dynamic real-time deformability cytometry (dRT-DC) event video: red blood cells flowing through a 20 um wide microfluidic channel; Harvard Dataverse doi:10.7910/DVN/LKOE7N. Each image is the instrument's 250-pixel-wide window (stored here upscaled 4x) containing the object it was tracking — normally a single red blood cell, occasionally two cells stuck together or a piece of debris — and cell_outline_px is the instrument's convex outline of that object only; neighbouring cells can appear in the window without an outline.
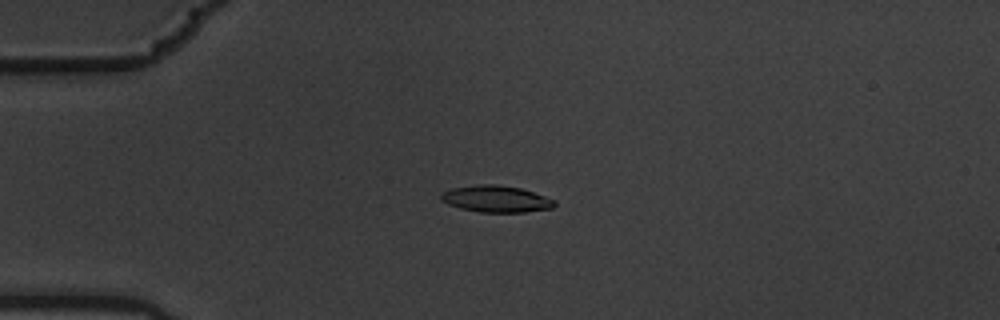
{"species": "common noctule bat (a hibernating species)", "species_latin": "Nyctalus noctula", "temperature_condition": "warm", "stored_images_in_passage": 4, "camera_frame_rate_fps": 3000, "um_per_image_px": 0.085, "animal": {"sex": "male", "body_mass_g": 19.5, "forearm_length_mm": 54.6}, "frame": {"image": 1, "passage_image": 3, "time_ms": 0.667, "image_size_px": [1000, 320], "cell_outline_px": [[556, 204], [552, 208], [524, 212], [480, 212], [460, 208], [448, 204], [440, 200], [440, 192], [452, 188], [480, 184], [496, 184], [520, 188], [556, 200]], "centroid_in_image_um": [42.14, 16.9], "position_along_channel_um": 42.9, "area_um2": 17.63}}